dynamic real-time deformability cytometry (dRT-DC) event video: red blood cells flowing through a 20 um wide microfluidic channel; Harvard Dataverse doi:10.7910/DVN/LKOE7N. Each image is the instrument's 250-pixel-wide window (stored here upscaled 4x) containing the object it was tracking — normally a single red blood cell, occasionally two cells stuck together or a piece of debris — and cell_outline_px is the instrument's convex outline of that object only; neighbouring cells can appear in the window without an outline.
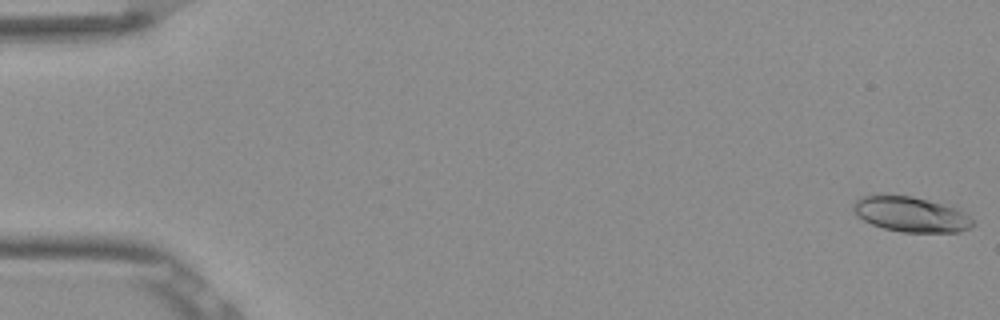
{"species": "Egyptian fruit bat (a non-hibernating species)", "species_latin": "Rousettus aegyptiacus", "temperature_condition": "room temperature", "stored_images_in_passage": 17, "camera_frame_rate_fps": 3000, "um_per_image_px": 0.085, "frame": {"image": 1, "passage_image": 1, "time_ms": 0.0, "image_size_px": [1000, 320], "cell_outline_px": [[976, 224], [972, 228], [960, 232], [900, 232], [884, 228], [872, 224], [864, 220], [852, 208], [856, 200], [864, 196], [876, 192], [880, 192], [912, 196], [956, 204]], "centroid_in_image_um": [77.5, 18.17], "position_along_channel_um": 7.5, "area_um2": 25.55}}